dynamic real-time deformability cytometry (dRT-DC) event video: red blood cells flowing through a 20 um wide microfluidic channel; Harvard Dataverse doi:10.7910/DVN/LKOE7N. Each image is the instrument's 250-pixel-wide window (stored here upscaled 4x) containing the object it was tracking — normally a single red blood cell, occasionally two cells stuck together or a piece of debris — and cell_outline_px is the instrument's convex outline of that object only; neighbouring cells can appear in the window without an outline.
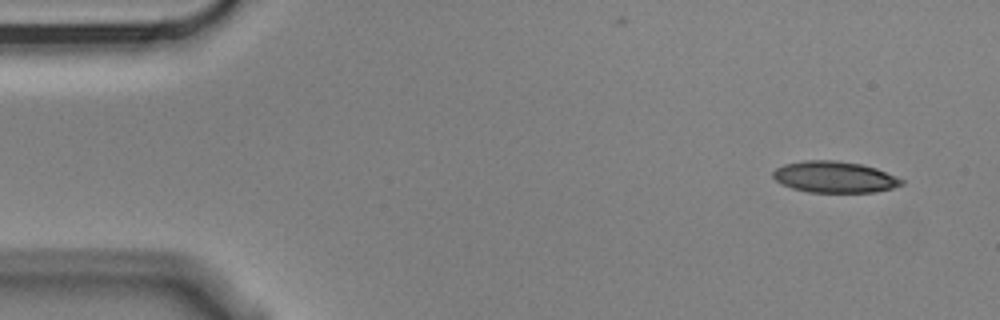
{"species": "Egyptian fruit bat (a non-hibernating species)", "species_latin": "Rousettus aegyptiacus", "temperature_condition": "cold", "stored_images_in_passage": 10, "camera_frame_rate_fps": 3000, "um_per_image_px": 0.085, "animal": {"sex": "male"}, "frame": {"image": 1, "passage_image": 1, "time_ms": 0.0, "image_size_px": [1000, 320], "cell_outline_px": [[904, 184], [892, 188], [876, 192], [808, 192], [792, 188], [780, 184], [772, 176], [772, 172], [776, 168], [784, 164], [808, 160], [836, 160], [860, 164], [876, 168], [904, 180]], "centroid_in_image_um": [70.91, 15.05], "position_along_channel_um": 14.1, "area_um2": 23.47}}
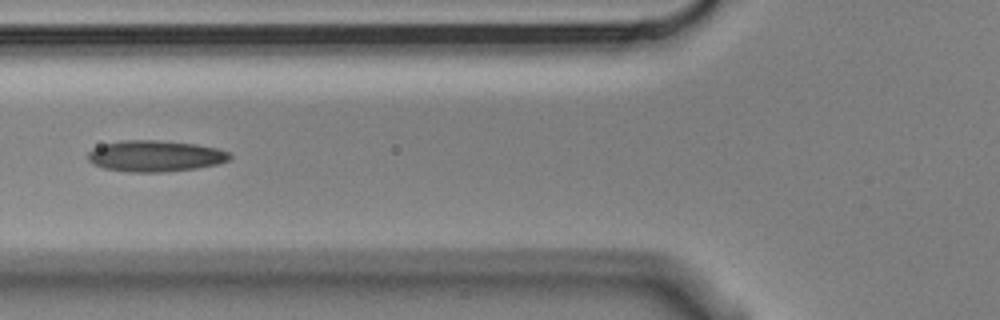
{"frame": {"image": 2, "passage_image": 6, "time_ms": 1.667, "image_size_px": [1000, 320], "cell_outline_px": [[232, 156], [228, 160], [216, 164], [196, 168], [160, 172], [128, 172], [104, 168], [92, 164], [88, 160], [88, 152], [92, 148], [104, 144], [124, 140], [156, 140], [196, 144], [216, 148], [228, 152]], "centroid_in_image_um": [13.15, 13.26], "position_along_channel_um": 112.6, "area_um2": 25.66}}
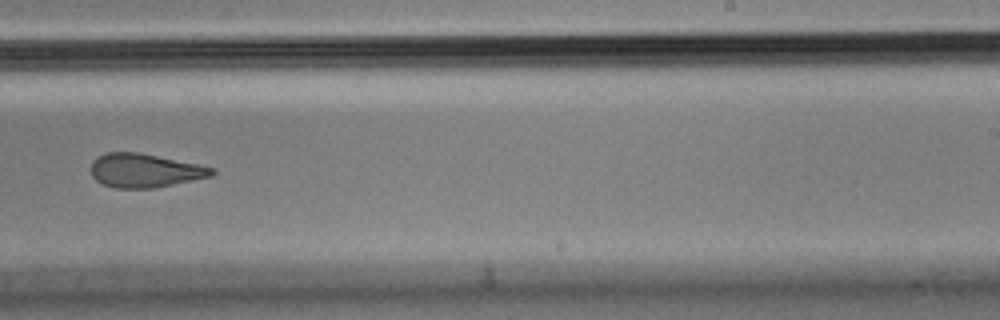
{"frame": {"image": 3, "passage_image": 10, "time_ms": 3.0, "image_size_px": [1000, 320], "cell_outline_px": [[216, 172], [212, 176], [152, 188], [116, 188], [104, 184], [96, 180], [92, 176], [92, 160], [108, 152], [136, 152], [216, 168]], "centroid_in_image_um": [12.3, 14.5], "position_along_channel_um": 276.7, "area_um2": 23.35}}